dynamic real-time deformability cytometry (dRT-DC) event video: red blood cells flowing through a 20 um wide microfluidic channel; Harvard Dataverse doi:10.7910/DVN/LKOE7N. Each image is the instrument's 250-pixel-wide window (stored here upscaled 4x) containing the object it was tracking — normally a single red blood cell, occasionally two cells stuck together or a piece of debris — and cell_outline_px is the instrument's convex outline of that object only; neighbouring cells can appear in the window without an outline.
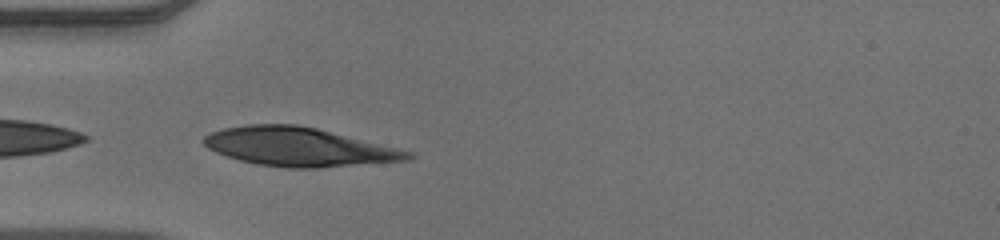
{"species": "human", "species_latin": "Homo sapiens", "temperature_condition": "warm", "stored_images_in_passage": 21, "camera_frame_rate_fps": 3000, "um_per_image_px": 0.085, "donor": {"sex": "male"}, "frame": {"image": 1, "passage_image": 1, "time_ms": 0.0, "image_size_px": [1000, 240], "cell_outline_px": [[416, 156], [412, 160], [316, 168], [284, 168], [256, 164], [240, 160], [216, 152], [208, 148], [204, 144], [204, 136], [212, 132], [224, 128], [248, 124], [296, 124], [316, 128], [412, 152]], "centroid_in_image_um": [25.4, 12.49], "position_along_channel_um": 59.6, "area_um2": 45.78}}
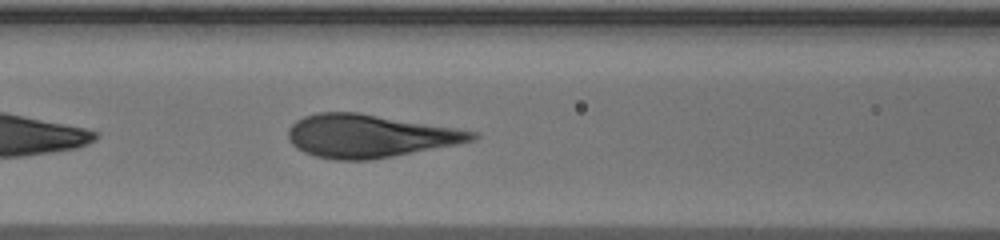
{"frame": {"image": 2, "passage_image": 7, "time_ms": 2.0, "image_size_px": [1000, 240], "cell_outline_px": [[480, 136], [476, 140], [456, 144], [392, 156], [368, 160], [336, 160], [316, 156], [304, 152], [296, 148], [292, 144], [288, 136], [288, 128], [296, 120], [304, 116], [316, 112], [360, 112], [456, 128], [476, 132]], "centroid_in_image_um": [31.38, 11.54], "position_along_channel_um": 135.2, "area_um2": 46.01}}
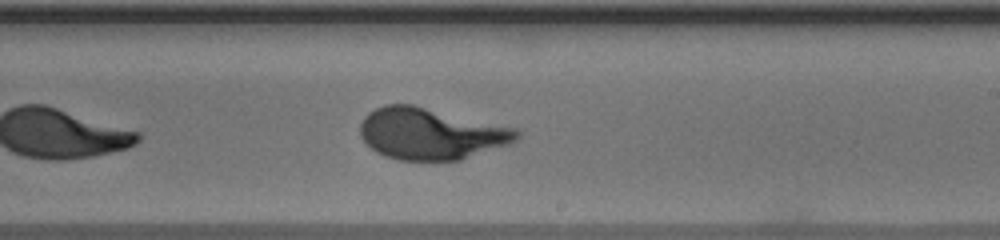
{"frame": {"image": 3, "passage_image": 16, "time_ms": 5.0, "image_size_px": [1000, 240], "cell_outline_px": [[520, 136], [516, 140], [508, 144], [460, 160], [400, 160], [384, 156], [376, 152], [360, 136], [360, 124], [364, 116], [368, 112], [384, 104], [412, 104], [516, 128], [520, 132]], "centroid_in_image_um": [36.6, 11.36], "position_along_channel_um": 252.4, "area_um2": 46.88}}